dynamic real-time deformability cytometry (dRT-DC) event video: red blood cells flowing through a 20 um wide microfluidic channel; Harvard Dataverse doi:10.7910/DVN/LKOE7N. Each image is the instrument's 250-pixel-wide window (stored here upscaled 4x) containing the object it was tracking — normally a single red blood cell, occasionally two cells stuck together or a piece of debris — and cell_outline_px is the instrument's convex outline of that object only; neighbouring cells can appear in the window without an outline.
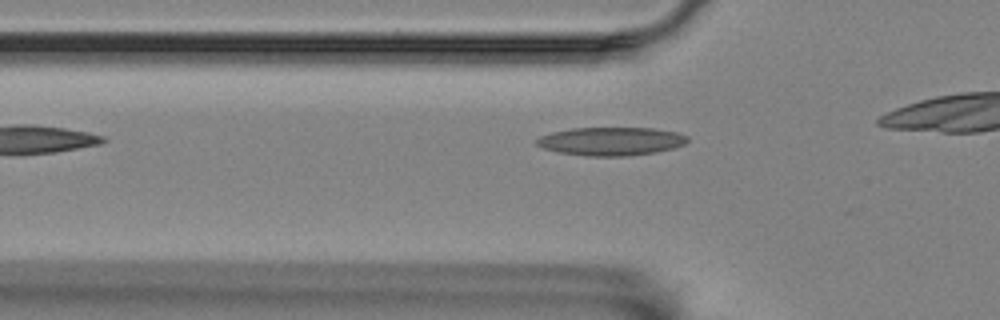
{"species": "Egyptian fruit bat (a non-hibernating species)", "species_latin": "Rousettus aegyptiacus", "temperature_condition": "room temperature", "stored_images_in_passage": 4, "camera_frame_rate_fps": 3000, "um_per_image_px": 0.085, "animal": {"sex": "female"}, "frame": {"image": 1, "passage_image": 4, "time_ms": 1.0, "image_size_px": [1000, 320], "cell_outline_px": [[688, 140], [684, 144], [676, 148], [656, 152], [628, 156], [588, 156], [560, 152], [544, 148], [536, 144], [536, 140], [540, 136], [552, 132], [572, 128], [652, 128], [676, 132], [688, 136]], "centroid_in_image_um": [51.97, 12.01], "position_along_channel_um": 73.8, "area_um2": 24.85}}